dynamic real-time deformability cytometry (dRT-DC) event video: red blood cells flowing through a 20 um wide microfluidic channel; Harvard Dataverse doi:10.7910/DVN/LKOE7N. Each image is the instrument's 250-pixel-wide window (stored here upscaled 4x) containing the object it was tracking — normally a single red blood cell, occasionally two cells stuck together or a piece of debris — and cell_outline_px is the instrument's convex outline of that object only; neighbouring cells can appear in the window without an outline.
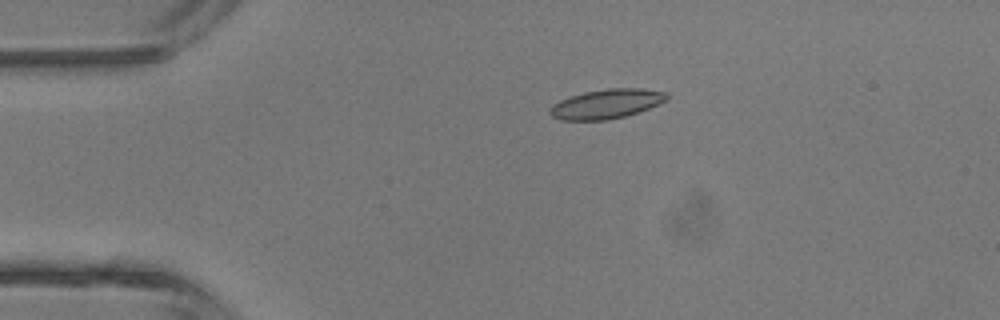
{"species": "common noctule bat (a hibernating species)", "species_latin": "Nyctalus noctula", "temperature_condition": "room temperature", "stored_images_in_passage": 4, "camera_frame_rate_fps": 3000, "um_per_image_px": 0.085, "animal": {"sex": "male", "body_mass_g": 13.3}, "frame": {"image": 1, "passage_image": 3, "time_ms": 2.333, "image_size_px": [1000, 320], "cell_outline_px": [[668, 100], [648, 108], [624, 116], [608, 120], [560, 120], [552, 116], [548, 112], [552, 104], [568, 96], [584, 92], [608, 88], [640, 88], [668, 92]], "centroid_in_image_um": [51.53, 8.82], "position_along_channel_um": 33.5, "area_um2": 20.11}}